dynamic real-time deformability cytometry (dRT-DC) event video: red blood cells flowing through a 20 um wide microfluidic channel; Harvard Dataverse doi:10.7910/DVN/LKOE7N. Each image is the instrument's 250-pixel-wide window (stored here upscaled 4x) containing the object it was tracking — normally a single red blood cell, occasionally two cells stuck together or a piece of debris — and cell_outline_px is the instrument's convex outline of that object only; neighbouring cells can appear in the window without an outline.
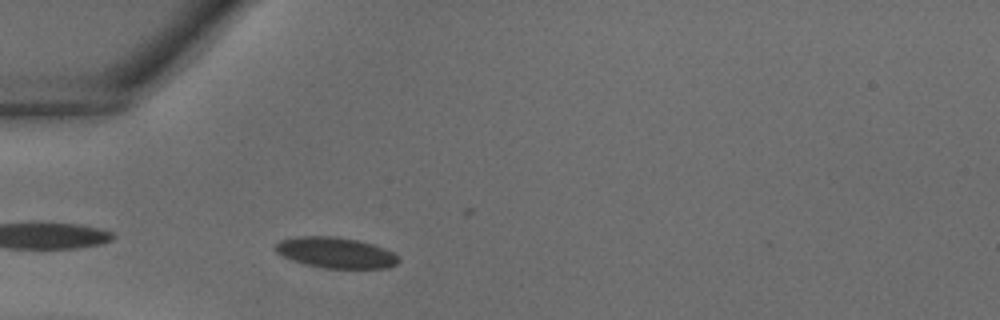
{"species": "common noctule bat (a hibernating species)", "species_latin": "Nyctalus noctula", "temperature_condition": "warm", "stored_images_in_passage": 20, "camera_frame_rate_fps": 3000, "um_per_image_px": 0.085, "animal": {"sex": "male", "body_mass_g": 18.8}, "frame": {"image": 1, "passage_image": 1, "time_ms": 0.0, "image_size_px": [1000, 320], "cell_outline_px": [[400, 260], [396, 264], [388, 268], [324, 268], [304, 264], [292, 260], [276, 252], [272, 248], [280, 240], [292, 236], [336, 236], [356, 240], [372, 244], [384, 248], [392, 252]], "centroid_in_image_um": [28.48, 21.47], "position_along_channel_um": 56.5, "area_um2": 22.14}}
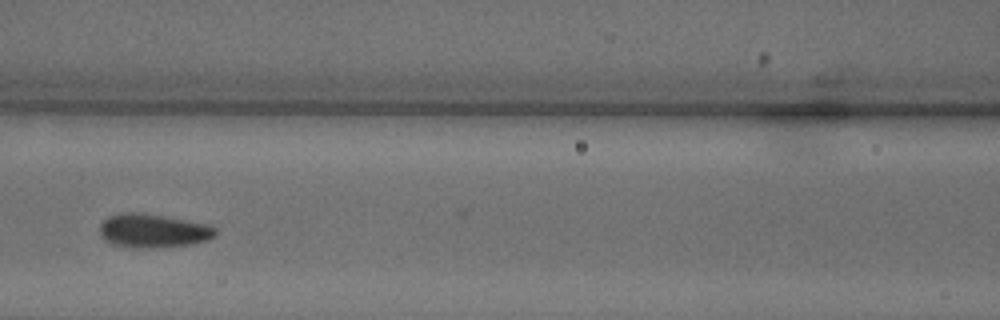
{"frame": {"image": 2, "passage_image": 7, "time_ms": 2.0, "image_size_px": [1000, 320], "cell_outline_px": [[216, 236], [208, 240], [192, 244], [140, 248], [136, 248], [112, 244], [104, 240], [100, 236], [100, 224], [108, 216], [120, 212], [140, 212], [212, 224], [216, 228]], "centroid_in_image_um": [13.02, 19.6], "position_along_channel_um": 153.6, "area_um2": 23.0}}
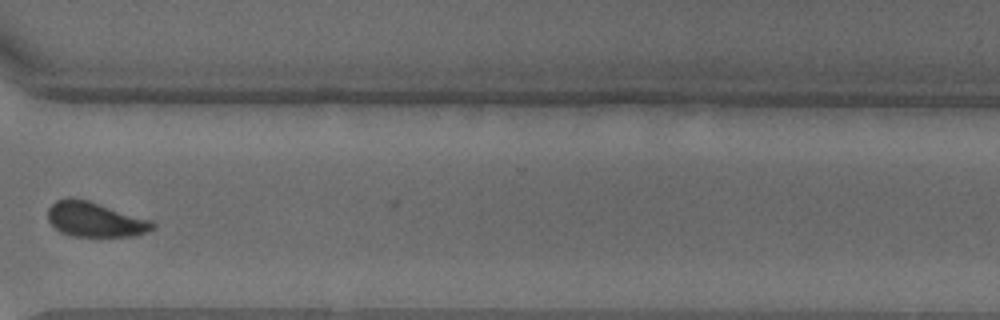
{"frame": {"image": 3, "passage_image": 19, "time_ms": 6.0, "image_size_px": [1000, 320], "cell_outline_px": [[156, 228], [136, 236], [72, 236], [60, 232], [48, 220], [48, 208], [56, 200], [68, 196], [72, 196], [88, 200], [152, 220], [156, 224]], "centroid_in_image_um": [8.09, 18.64], "position_along_channel_um": 362.5, "area_um2": 21.5}}